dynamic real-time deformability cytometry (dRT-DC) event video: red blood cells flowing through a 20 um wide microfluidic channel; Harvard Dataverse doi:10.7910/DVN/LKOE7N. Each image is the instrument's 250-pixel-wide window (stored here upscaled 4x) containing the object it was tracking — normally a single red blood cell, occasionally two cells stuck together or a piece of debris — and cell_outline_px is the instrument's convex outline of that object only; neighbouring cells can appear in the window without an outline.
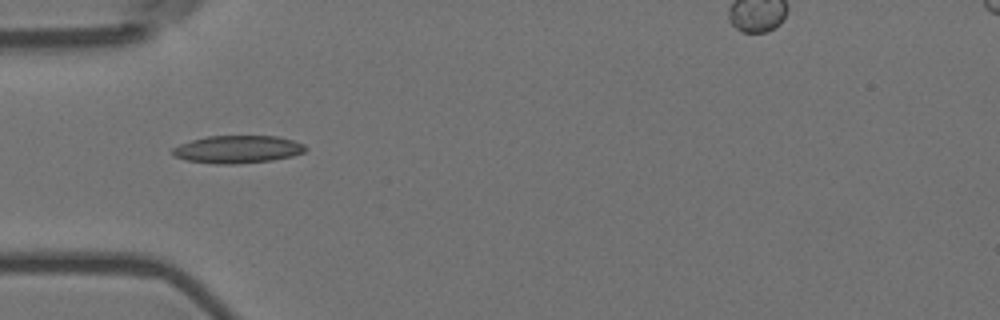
{"species": "Egyptian fruit bat (a non-hibernating species)", "species_latin": "Rousettus aegyptiacus", "temperature_condition": "room temperature", "stored_images_in_passage": 10, "camera_frame_rate_fps": 3000, "um_per_image_px": 0.085, "animal": {"sex": "female"}, "frame": {"image": 1, "passage_image": 5, "time_ms": 1.333, "image_size_px": [1000, 320], "cell_outline_px": [[308, 148], [304, 152], [292, 156], [272, 160], [236, 164], [216, 164], [188, 160], [172, 156], [172, 148], [180, 144], [192, 140], [208, 136], [276, 136], [292, 140], [304, 144]], "centroid_in_image_um": [20.2, 12.69], "position_along_channel_um": 64.8, "area_um2": 21.39}}
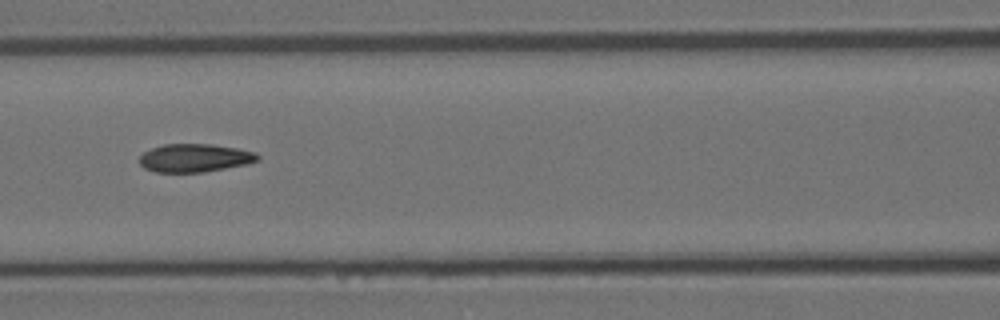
{"frame": {"image": 2, "passage_image": 7, "time_ms": 2.0, "image_size_px": [1000, 320], "cell_outline_px": [[260, 160], [248, 164], [204, 172], [156, 172], [144, 168], [140, 164], [140, 156], [144, 152], [152, 148], [164, 144], [212, 144], [236, 148], [256, 152], [260, 156]], "centroid_in_image_um": [16.58, 13.42], "position_along_channel_um": 150.0, "area_um2": 19.48}}
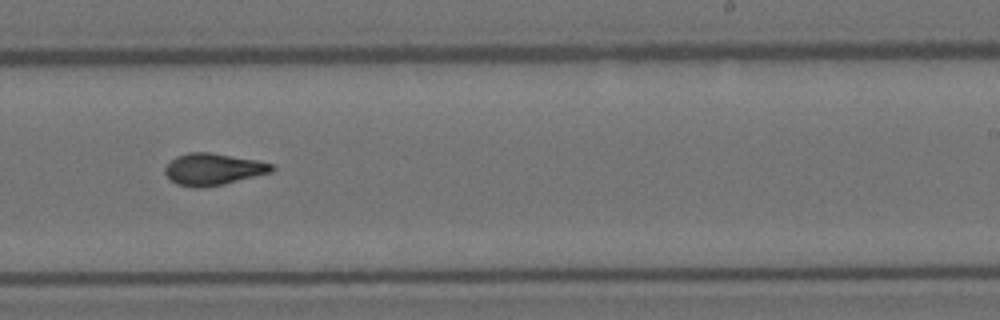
{"frame": {"image": 3, "passage_image": 10, "time_ms": 3.0, "image_size_px": [1000, 320], "cell_outline_px": [[276, 168], [272, 172], [224, 184], [200, 188], [192, 188], [176, 184], [164, 172], [164, 168], [176, 156], [188, 152], [212, 152], [256, 160], [272, 164]], "centroid_in_image_um": [18.12, 14.38], "position_along_channel_um": 270.9, "area_um2": 19.83}}